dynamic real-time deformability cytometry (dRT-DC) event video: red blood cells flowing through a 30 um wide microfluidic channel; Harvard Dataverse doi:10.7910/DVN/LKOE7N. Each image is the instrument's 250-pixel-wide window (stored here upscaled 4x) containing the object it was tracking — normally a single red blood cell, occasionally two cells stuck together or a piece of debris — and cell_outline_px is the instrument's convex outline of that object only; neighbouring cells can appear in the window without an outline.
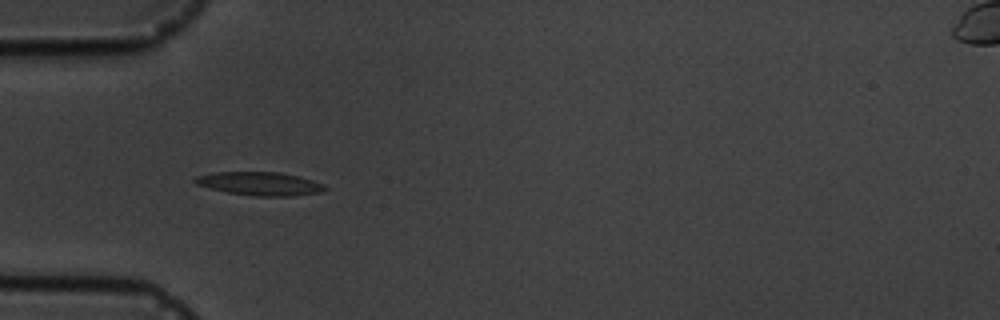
{"species": "common noctule bat (a hibernating species)", "species_latin": "Nyctalus noctula", "temperature_condition": "cold", "stored_images_in_passage": 8, "camera_frame_rate_fps": 3000, "um_per_image_px": 0.085, "animal": {"sex": "male", "body_mass_g": 19.5, "forearm_length_mm": 54.6}, "frame": {"image": 1, "passage_image": 4, "time_ms": 4.333, "image_size_px": [1000, 320], "cell_outline_px": [[328, 188], [320, 192], [292, 196], [256, 196], [228, 192], [196, 184], [192, 180], [196, 176], [216, 172], [280, 172], [312, 180], [324, 184]], "centroid_in_image_um": [22.1, 15.61], "position_along_channel_um": 62.9, "area_um2": 17.51}}
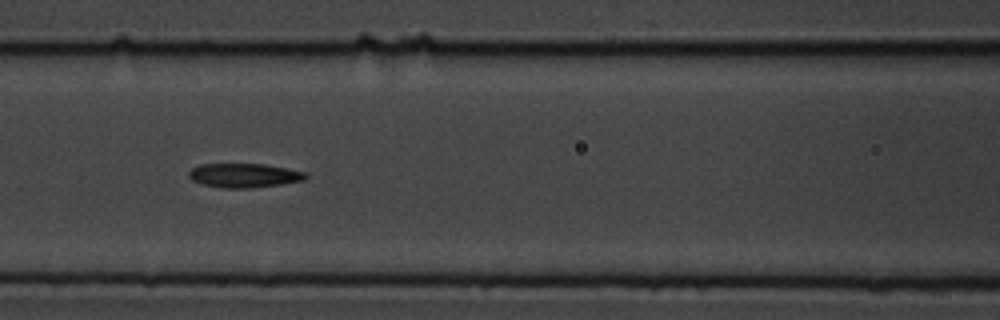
{"frame": {"image": 2, "passage_image": 6, "time_ms": 6.667, "image_size_px": [1000, 320], "cell_outline_px": [[308, 176], [304, 180], [280, 184], [252, 188], [220, 188], [200, 184], [192, 180], [188, 176], [188, 172], [192, 168], [200, 164], [264, 164], [308, 172]], "centroid_in_image_um": [20.73, 14.91], "position_along_channel_um": 145.9, "area_um2": 16.59}}
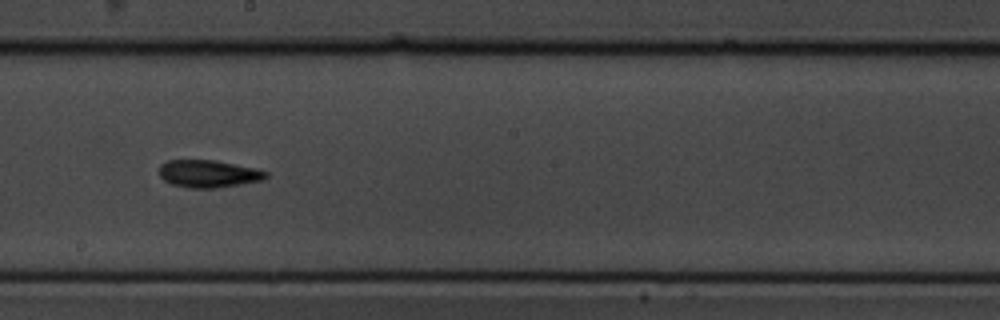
{"frame": {"image": 3, "passage_image": 8, "time_ms": 9.0, "image_size_px": [1000, 320], "cell_outline_px": [[268, 176], [264, 180], [216, 188], [188, 188], [172, 184], [164, 180], [160, 176], [160, 164], [168, 160], [216, 160], [256, 168], [268, 172]], "centroid_in_image_um": [17.74, 14.76], "position_along_channel_um": 230.5, "area_um2": 17.17}}